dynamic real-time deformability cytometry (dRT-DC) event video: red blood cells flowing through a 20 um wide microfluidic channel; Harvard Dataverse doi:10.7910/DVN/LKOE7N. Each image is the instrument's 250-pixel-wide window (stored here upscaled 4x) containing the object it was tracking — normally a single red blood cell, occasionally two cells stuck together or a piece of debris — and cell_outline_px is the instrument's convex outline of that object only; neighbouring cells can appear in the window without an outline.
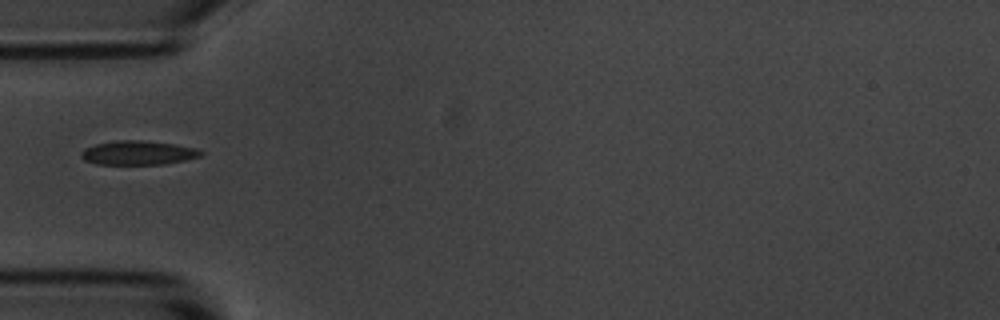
{"species": "common noctule bat (a hibernating species)", "species_latin": "Nyctalus noctula", "temperature_condition": "room temperature", "stored_images_in_passage": 3, "camera_frame_rate_fps": 3000, "um_per_image_px": 0.085, "animal": {"sex": "male", "body_mass_g": 20.1, "forearm_length_mm": 53.5}, "frame": {"image": 1, "passage_image": 1, "time_ms": 0.0, "image_size_px": [1000, 320], "cell_outline_px": [[204, 152], [200, 156], [184, 160], [164, 164], [96, 164], [84, 160], [80, 156], [80, 152], [84, 148], [96, 144], [116, 140], [140, 140], [172, 144], [196, 148]], "centroid_in_image_um": [11.69, 12.99], "position_along_channel_um": 73.3, "area_um2": 16.7}}
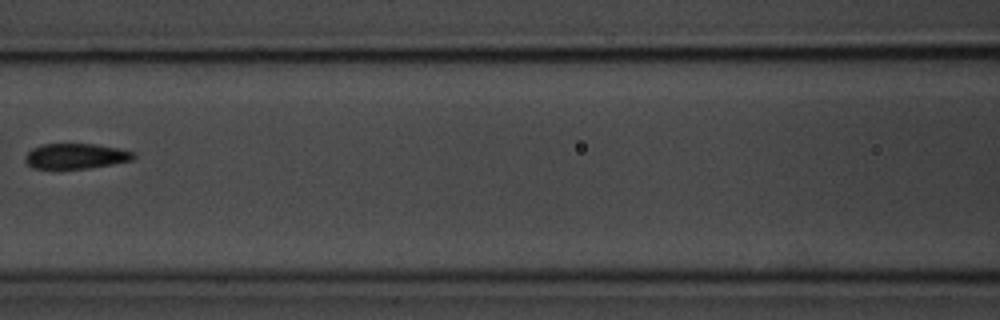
{"frame": {"image": 2, "passage_image": 3, "time_ms": 0.667, "image_size_px": [1000, 320], "cell_outline_px": [[136, 156], [132, 160], [112, 164], [88, 168], [32, 168], [24, 160], [24, 156], [32, 148], [44, 144], [96, 144], [136, 152]], "centroid_in_image_um": [6.45, 13.26], "position_along_channel_um": 160.2, "area_um2": 15.9}}